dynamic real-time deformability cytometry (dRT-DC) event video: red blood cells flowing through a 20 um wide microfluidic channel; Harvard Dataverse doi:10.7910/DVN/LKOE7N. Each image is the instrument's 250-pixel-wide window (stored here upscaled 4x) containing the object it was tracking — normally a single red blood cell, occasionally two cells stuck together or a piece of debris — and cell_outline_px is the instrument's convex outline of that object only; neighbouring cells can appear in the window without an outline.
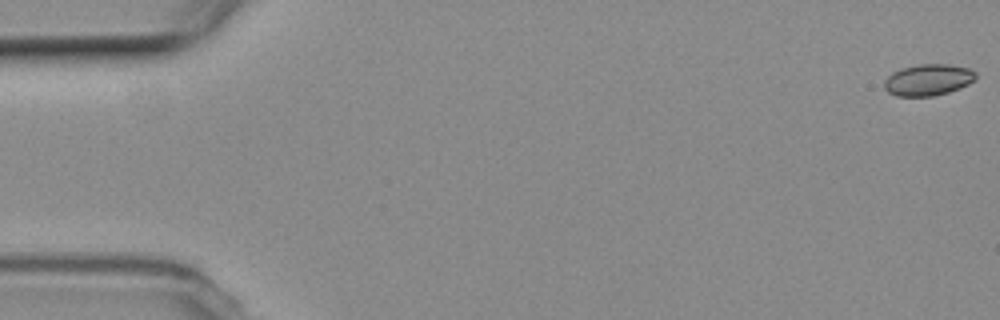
{"species": "common noctule bat (a hibernating species)", "species_latin": "Nyctalus noctula", "temperature_condition": "room temperature", "stored_images_in_passage": 6, "camera_frame_rate_fps": 3000, "um_per_image_px": 0.085, "animal": {"sex": "female", "body_mass_g": 19.3, "forearm_length_mm": 54.1}, "frame": {"image": 1, "passage_image": 1, "time_ms": 0.0, "image_size_px": [1000, 320], "cell_outline_px": [[976, 76], [968, 84], [960, 88], [948, 92], [932, 96], [896, 96], [888, 92], [884, 88], [884, 80], [892, 72], [900, 68], [916, 64], [948, 64], [968, 68], [976, 72]], "centroid_in_image_um": [78.85, 6.78], "position_along_channel_um": 6.1, "area_um2": 16.82}}
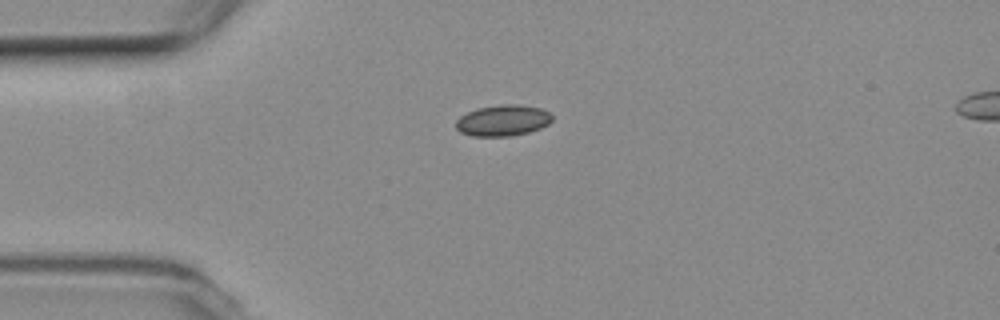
{"frame": {"image": 2, "passage_image": 5, "time_ms": 4.667, "image_size_px": [1000, 320], "cell_outline_px": [[552, 120], [548, 124], [540, 128], [528, 132], [512, 136], [472, 136], [460, 132], [456, 128], [456, 120], [460, 116], [476, 108], [500, 104], [520, 104], [540, 108], [548, 112], [552, 116]], "centroid_in_image_um": [42.73, 10.23], "position_along_channel_um": 42.3, "area_um2": 17.51}}